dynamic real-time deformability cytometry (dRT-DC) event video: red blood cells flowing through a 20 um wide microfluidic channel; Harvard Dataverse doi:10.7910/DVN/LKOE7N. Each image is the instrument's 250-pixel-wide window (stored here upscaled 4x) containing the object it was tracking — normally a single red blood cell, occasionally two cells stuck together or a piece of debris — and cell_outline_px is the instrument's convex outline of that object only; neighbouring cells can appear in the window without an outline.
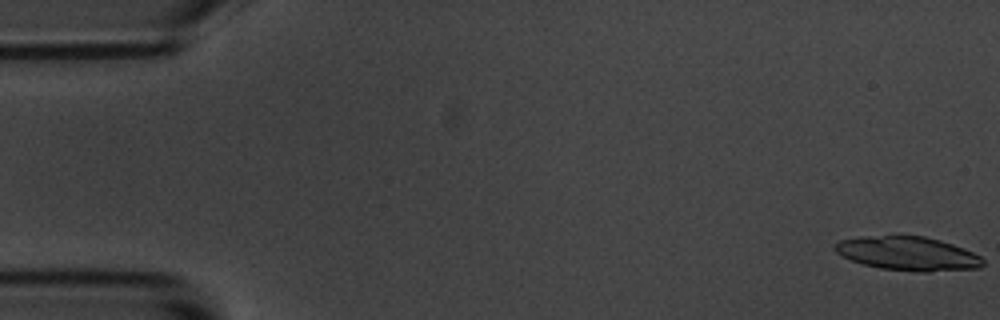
{"species": "common noctule bat (a hibernating species)", "species_latin": "Nyctalus noctula", "temperature_condition": "room temperature", "stored_images_in_passage": 10, "camera_frame_rate_fps": 3000, "um_per_image_px": 0.085, "animal": {"sex": "male", "body_mass_g": 20.1, "forearm_length_mm": 53.5}, "frame": {"image": 1, "passage_image": 1, "time_ms": 0.0, "image_size_px": [1000, 320], "cell_outline_px": [[984, 264], [980, 268], [932, 272], [916, 272], [880, 268], [864, 264], [852, 260], [836, 252], [832, 248], [840, 240], [860, 236], [924, 236], [940, 240], [964, 248], [980, 256], [984, 260]], "centroid_in_image_um": [77.2, 21.56], "position_along_channel_um": 7.8, "area_um2": 29.25}}
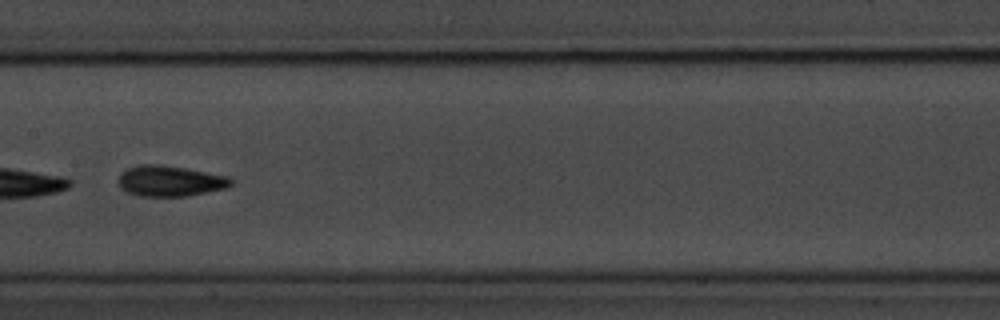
{"frame": {"image": 2, "passage_image": 9, "time_ms": 9.333, "image_size_px": [1000, 320], "cell_outline_px": [[232, 184], [228, 188], [184, 196], [140, 196], [128, 192], [120, 188], [116, 180], [120, 172], [128, 168], [140, 164], [160, 164], [184, 168], [228, 176], [232, 180]], "centroid_in_image_um": [14.4, 15.38], "position_along_channel_um": 193.0, "area_um2": 20.23}}